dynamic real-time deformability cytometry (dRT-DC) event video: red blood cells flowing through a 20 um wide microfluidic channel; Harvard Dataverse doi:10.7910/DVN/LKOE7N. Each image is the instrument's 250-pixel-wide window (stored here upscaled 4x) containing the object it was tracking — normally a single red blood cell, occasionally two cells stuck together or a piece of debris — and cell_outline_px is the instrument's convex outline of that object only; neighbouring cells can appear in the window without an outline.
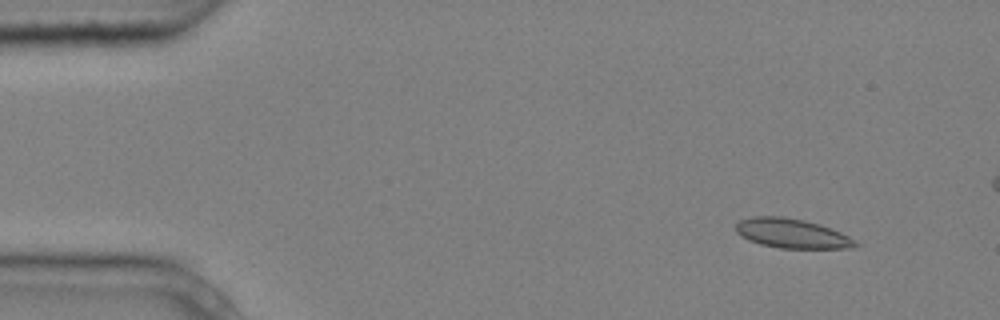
{"species": "common noctule bat (a hibernating species)", "species_latin": "Nyctalus noctula", "temperature_condition": "cold", "stored_images_in_passage": 5, "camera_frame_rate_fps": 3000, "um_per_image_px": 0.085, "animal": {"sex": "male", "body_mass_g": 20.4}, "frame": {"image": 1, "passage_image": 2, "time_ms": 0.333, "image_size_px": [1000, 320], "cell_outline_px": [[860, 244], [852, 248], [780, 248], [760, 244], [748, 240], [740, 236], [736, 232], [736, 224], [740, 220], [752, 216], [784, 216], [804, 220], [820, 224], [840, 232], [848, 236]], "centroid_in_image_um": [67.29, 19.83], "position_along_channel_um": 17.7, "area_um2": 20.58}}